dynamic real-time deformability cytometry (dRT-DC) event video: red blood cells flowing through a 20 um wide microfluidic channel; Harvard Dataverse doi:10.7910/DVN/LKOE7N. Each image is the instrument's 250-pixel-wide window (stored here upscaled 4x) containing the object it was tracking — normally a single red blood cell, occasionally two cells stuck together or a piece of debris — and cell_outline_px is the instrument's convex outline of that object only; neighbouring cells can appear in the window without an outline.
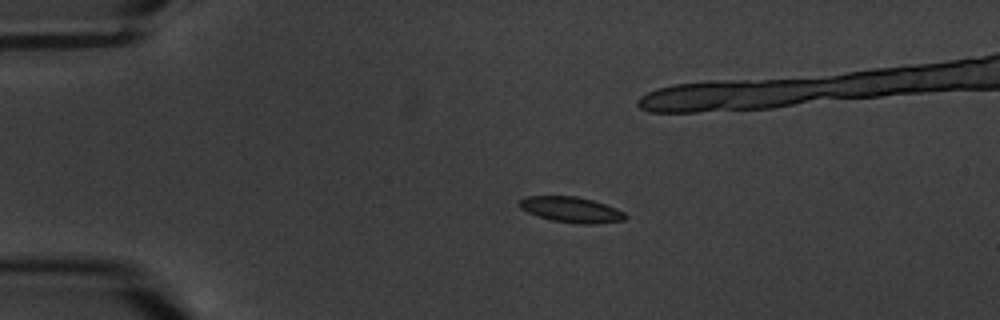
{"species": "common noctule bat (a hibernating species)", "species_latin": "Nyctalus noctula", "temperature_condition": "warm", "stored_images_in_passage": 10, "camera_frame_rate_fps": 3000, "um_per_image_px": 0.085, "animal": {"sex": "male", "body_mass_g": 20.1, "forearm_length_mm": 53.5}, "frame": {"image": 1, "passage_image": 5, "time_ms": 4.667, "image_size_px": [1000, 320], "cell_outline_px": [[628, 216], [624, 220], [596, 224], [580, 224], [552, 220], [536, 216], [520, 208], [520, 200], [524, 196], [576, 196], [592, 200], [616, 208], [624, 212]], "centroid_in_image_um": [48.56, 17.82], "position_along_channel_um": 36.4, "area_um2": 15.78}}